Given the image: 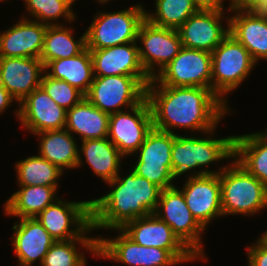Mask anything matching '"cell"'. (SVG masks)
Segmentation results:
<instances>
[{
  "label": "cell",
  "instance_id": "6da1fadb",
  "mask_svg": "<svg viewBox=\"0 0 267 266\" xmlns=\"http://www.w3.org/2000/svg\"><path fill=\"white\" fill-rule=\"evenodd\" d=\"M146 98L153 128L173 134H179L175 129L209 132L234 113L209 88L164 86L155 78L146 86Z\"/></svg>",
  "mask_w": 267,
  "mask_h": 266
},
{
  "label": "cell",
  "instance_id": "7a4b0ae2",
  "mask_svg": "<svg viewBox=\"0 0 267 266\" xmlns=\"http://www.w3.org/2000/svg\"><path fill=\"white\" fill-rule=\"evenodd\" d=\"M105 183L111 188L106 194L91 200V228L121 229L136 218L155 212L161 188L136 174L132 169Z\"/></svg>",
  "mask_w": 267,
  "mask_h": 266
},
{
  "label": "cell",
  "instance_id": "3957f363",
  "mask_svg": "<svg viewBox=\"0 0 267 266\" xmlns=\"http://www.w3.org/2000/svg\"><path fill=\"white\" fill-rule=\"evenodd\" d=\"M214 133L215 129L203 133V137H197L195 133L190 136L188 133L185 136L176 134L171 152L172 173L176 179L187 173L188 177L219 174L225 165L216 170H210L209 166L224 159H234L235 135L217 138ZM199 168L202 169L197 170Z\"/></svg>",
  "mask_w": 267,
  "mask_h": 266
},
{
  "label": "cell",
  "instance_id": "277c9868",
  "mask_svg": "<svg viewBox=\"0 0 267 266\" xmlns=\"http://www.w3.org/2000/svg\"><path fill=\"white\" fill-rule=\"evenodd\" d=\"M219 173L223 217L254 216L267 208V187L235 159Z\"/></svg>",
  "mask_w": 267,
  "mask_h": 266
},
{
  "label": "cell",
  "instance_id": "5b68a950",
  "mask_svg": "<svg viewBox=\"0 0 267 266\" xmlns=\"http://www.w3.org/2000/svg\"><path fill=\"white\" fill-rule=\"evenodd\" d=\"M211 54L212 91L229 107L228 94L239 88L253 72L257 63L248 50L231 34Z\"/></svg>",
  "mask_w": 267,
  "mask_h": 266
},
{
  "label": "cell",
  "instance_id": "8992f818",
  "mask_svg": "<svg viewBox=\"0 0 267 266\" xmlns=\"http://www.w3.org/2000/svg\"><path fill=\"white\" fill-rule=\"evenodd\" d=\"M98 12L85 31L88 49L137 42L140 25L146 19L143 4L137 3L119 11Z\"/></svg>",
  "mask_w": 267,
  "mask_h": 266
},
{
  "label": "cell",
  "instance_id": "52a82bcc",
  "mask_svg": "<svg viewBox=\"0 0 267 266\" xmlns=\"http://www.w3.org/2000/svg\"><path fill=\"white\" fill-rule=\"evenodd\" d=\"M150 82L149 76L94 77L85 97L95 107L110 115L140 104L146 98V86Z\"/></svg>",
  "mask_w": 267,
  "mask_h": 266
},
{
  "label": "cell",
  "instance_id": "ba28073f",
  "mask_svg": "<svg viewBox=\"0 0 267 266\" xmlns=\"http://www.w3.org/2000/svg\"><path fill=\"white\" fill-rule=\"evenodd\" d=\"M154 214L167 223L180 241L201 261H207L202 235L206 231L193 217L179 187L161 190Z\"/></svg>",
  "mask_w": 267,
  "mask_h": 266
},
{
  "label": "cell",
  "instance_id": "9c48e42d",
  "mask_svg": "<svg viewBox=\"0 0 267 266\" xmlns=\"http://www.w3.org/2000/svg\"><path fill=\"white\" fill-rule=\"evenodd\" d=\"M176 134L152 128L135 152L136 162L131 169L162 190L175 186L171 152Z\"/></svg>",
  "mask_w": 267,
  "mask_h": 266
},
{
  "label": "cell",
  "instance_id": "30bf717a",
  "mask_svg": "<svg viewBox=\"0 0 267 266\" xmlns=\"http://www.w3.org/2000/svg\"><path fill=\"white\" fill-rule=\"evenodd\" d=\"M35 218L55 241L98 238L89 235L93 231L91 228V200L74 202L59 198Z\"/></svg>",
  "mask_w": 267,
  "mask_h": 266
},
{
  "label": "cell",
  "instance_id": "8fae6325",
  "mask_svg": "<svg viewBox=\"0 0 267 266\" xmlns=\"http://www.w3.org/2000/svg\"><path fill=\"white\" fill-rule=\"evenodd\" d=\"M137 42L141 65L151 79L155 78L183 47L178 30L156 26L147 19L140 25Z\"/></svg>",
  "mask_w": 267,
  "mask_h": 266
},
{
  "label": "cell",
  "instance_id": "7c38bea8",
  "mask_svg": "<svg viewBox=\"0 0 267 266\" xmlns=\"http://www.w3.org/2000/svg\"><path fill=\"white\" fill-rule=\"evenodd\" d=\"M212 54L208 51L182 47L155 79L170 87H203L212 90Z\"/></svg>",
  "mask_w": 267,
  "mask_h": 266
},
{
  "label": "cell",
  "instance_id": "4fadbf2b",
  "mask_svg": "<svg viewBox=\"0 0 267 266\" xmlns=\"http://www.w3.org/2000/svg\"><path fill=\"white\" fill-rule=\"evenodd\" d=\"M152 128L151 108L145 98L133 108L110 114L107 138L124 157H129L139 149Z\"/></svg>",
  "mask_w": 267,
  "mask_h": 266
},
{
  "label": "cell",
  "instance_id": "5bb4252c",
  "mask_svg": "<svg viewBox=\"0 0 267 266\" xmlns=\"http://www.w3.org/2000/svg\"><path fill=\"white\" fill-rule=\"evenodd\" d=\"M114 238L97 237V257L126 266H175L180 263L165 249L146 247L133 242L120 229Z\"/></svg>",
  "mask_w": 267,
  "mask_h": 266
},
{
  "label": "cell",
  "instance_id": "9a60e30c",
  "mask_svg": "<svg viewBox=\"0 0 267 266\" xmlns=\"http://www.w3.org/2000/svg\"><path fill=\"white\" fill-rule=\"evenodd\" d=\"M120 230L139 245L167 250L180 264L199 260L154 213L136 218Z\"/></svg>",
  "mask_w": 267,
  "mask_h": 266
},
{
  "label": "cell",
  "instance_id": "2e32d148",
  "mask_svg": "<svg viewBox=\"0 0 267 266\" xmlns=\"http://www.w3.org/2000/svg\"><path fill=\"white\" fill-rule=\"evenodd\" d=\"M224 12L199 9L192 14L177 29L182 46L211 53L229 35V16Z\"/></svg>",
  "mask_w": 267,
  "mask_h": 266
},
{
  "label": "cell",
  "instance_id": "e0dca14e",
  "mask_svg": "<svg viewBox=\"0 0 267 266\" xmlns=\"http://www.w3.org/2000/svg\"><path fill=\"white\" fill-rule=\"evenodd\" d=\"M180 188L193 217L205 230L223 216L219 174L189 176Z\"/></svg>",
  "mask_w": 267,
  "mask_h": 266
},
{
  "label": "cell",
  "instance_id": "ac0fdd59",
  "mask_svg": "<svg viewBox=\"0 0 267 266\" xmlns=\"http://www.w3.org/2000/svg\"><path fill=\"white\" fill-rule=\"evenodd\" d=\"M17 107L14 116L30 134L65 129L67 110L57 105L41 87L32 91Z\"/></svg>",
  "mask_w": 267,
  "mask_h": 266
},
{
  "label": "cell",
  "instance_id": "d6986e66",
  "mask_svg": "<svg viewBox=\"0 0 267 266\" xmlns=\"http://www.w3.org/2000/svg\"><path fill=\"white\" fill-rule=\"evenodd\" d=\"M12 230L11 243L18 266H32L37 261L40 266L55 239L35 217L20 218L14 222Z\"/></svg>",
  "mask_w": 267,
  "mask_h": 266
},
{
  "label": "cell",
  "instance_id": "ffe728a7",
  "mask_svg": "<svg viewBox=\"0 0 267 266\" xmlns=\"http://www.w3.org/2000/svg\"><path fill=\"white\" fill-rule=\"evenodd\" d=\"M47 26L22 16L13 26L0 32V57L40 58Z\"/></svg>",
  "mask_w": 267,
  "mask_h": 266
},
{
  "label": "cell",
  "instance_id": "44dd1931",
  "mask_svg": "<svg viewBox=\"0 0 267 266\" xmlns=\"http://www.w3.org/2000/svg\"><path fill=\"white\" fill-rule=\"evenodd\" d=\"M4 88L20 103L40 87L44 64L40 58L0 57Z\"/></svg>",
  "mask_w": 267,
  "mask_h": 266
},
{
  "label": "cell",
  "instance_id": "7402d4cb",
  "mask_svg": "<svg viewBox=\"0 0 267 266\" xmlns=\"http://www.w3.org/2000/svg\"><path fill=\"white\" fill-rule=\"evenodd\" d=\"M89 50L94 77L111 75L148 76L139 59L137 42Z\"/></svg>",
  "mask_w": 267,
  "mask_h": 266
},
{
  "label": "cell",
  "instance_id": "603a6c76",
  "mask_svg": "<svg viewBox=\"0 0 267 266\" xmlns=\"http://www.w3.org/2000/svg\"><path fill=\"white\" fill-rule=\"evenodd\" d=\"M229 34L240 42L253 60L267 61V21L255 18L246 10H229Z\"/></svg>",
  "mask_w": 267,
  "mask_h": 266
},
{
  "label": "cell",
  "instance_id": "cb8c5ba5",
  "mask_svg": "<svg viewBox=\"0 0 267 266\" xmlns=\"http://www.w3.org/2000/svg\"><path fill=\"white\" fill-rule=\"evenodd\" d=\"M79 148L77 168H80L85 161L92 172L102 179L103 183L113 180L122 169L121 162L125 157L108 138L81 141ZM83 155L85 160L82 159Z\"/></svg>",
  "mask_w": 267,
  "mask_h": 266
},
{
  "label": "cell",
  "instance_id": "d4e9b609",
  "mask_svg": "<svg viewBox=\"0 0 267 266\" xmlns=\"http://www.w3.org/2000/svg\"><path fill=\"white\" fill-rule=\"evenodd\" d=\"M39 138L38 155L53 163L61 171L77 169L79 146L67 130H47L34 134Z\"/></svg>",
  "mask_w": 267,
  "mask_h": 266
},
{
  "label": "cell",
  "instance_id": "484cf974",
  "mask_svg": "<svg viewBox=\"0 0 267 266\" xmlns=\"http://www.w3.org/2000/svg\"><path fill=\"white\" fill-rule=\"evenodd\" d=\"M109 114L95 107L86 97L67 110L66 125L81 141L108 137Z\"/></svg>",
  "mask_w": 267,
  "mask_h": 266
},
{
  "label": "cell",
  "instance_id": "4316f807",
  "mask_svg": "<svg viewBox=\"0 0 267 266\" xmlns=\"http://www.w3.org/2000/svg\"><path fill=\"white\" fill-rule=\"evenodd\" d=\"M17 187L20 188L14 191L3 205L5 215L10 217L33 218L59 199L56 195L59 187L43 185Z\"/></svg>",
  "mask_w": 267,
  "mask_h": 266
},
{
  "label": "cell",
  "instance_id": "83f0119b",
  "mask_svg": "<svg viewBox=\"0 0 267 266\" xmlns=\"http://www.w3.org/2000/svg\"><path fill=\"white\" fill-rule=\"evenodd\" d=\"M234 159L267 187V128L235 135Z\"/></svg>",
  "mask_w": 267,
  "mask_h": 266
},
{
  "label": "cell",
  "instance_id": "f1b7e54d",
  "mask_svg": "<svg viewBox=\"0 0 267 266\" xmlns=\"http://www.w3.org/2000/svg\"><path fill=\"white\" fill-rule=\"evenodd\" d=\"M44 71L48 76L66 81L86 95L94 79L91 52L86 47L74 57L49 61Z\"/></svg>",
  "mask_w": 267,
  "mask_h": 266
},
{
  "label": "cell",
  "instance_id": "f546056e",
  "mask_svg": "<svg viewBox=\"0 0 267 266\" xmlns=\"http://www.w3.org/2000/svg\"><path fill=\"white\" fill-rule=\"evenodd\" d=\"M74 30L63 24L47 26L40 56L44 66L49 61L74 57L86 48V32L75 40Z\"/></svg>",
  "mask_w": 267,
  "mask_h": 266
},
{
  "label": "cell",
  "instance_id": "4dcf8cb0",
  "mask_svg": "<svg viewBox=\"0 0 267 266\" xmlns=\"http://www.w3.org/2000/svg\"><path fill=\"white\" fill-rule=\"evenodd\" d=\"M79 246L97 258V238H76L55 241L40 266H87V258Z\"/></svg>",
  "mask_w": 267,
  "mask_h": 266
},
{
  "label": "cell",
  "instance_id": "1f68e13d",
  "mask_svg": "<svg viewBox=\"0 0 267 266\" xmlns=\"http://www.w3.org/2000/svg\"><path fill=\"white\" fill-rule=\"evenodd\" d=\"M18 186L59 187V179L65 172L39 155L29 156L15 163Z\"/></svg>",
  "mask_w": 267,
  "mask_h": 266
},
{
  "label": "cell",
  "instance_id": "d6a6232c",
  "mask_svg": "<svg viewBox=\"0 0 267 266\" xmlns=\"http://www.w3.org/2000/svg\"><path fill=\"white\" fill-rule=\"evenodd\" d=\"M155 10L146 9L145 18L152 24L178 29L199 8L193 0H155Z\"/></svg>",
  "mask_w": 267,
  "mask_h": 266
},
{
  "label": "cell",
  "instance_id": "836d02e7",
  "mask_svg": "<svg viewBox=\"0 0 267 266\" xmlns=\"http://www.w3.org/2000/svg\"><path fill=\"white\" fill-rule=\"evenodd\" d=\"M25 4L27 16L45 25H62L59 19L72 23L76 21L73 4L69 0H22ZM58 19V20H57ZM54 21V22H53ZM59 21V22H58Z\"/></svg>",
  "mask_w": 267,
  "mask_h": 266
},
{
  "label": "cell",
  "instance_id": "e575fe53",
  "mask_svg": "<svg viewBox=\"0 0 267 266\" xmlns=\"http://www.w3.org/2000/svg\"><path fill=\"white\" fill-rule=\"evenodd\" d=\"M40 87L65 110L78 104L85 95L66 81L54 79L45 72L42 76Z\"/></svg>",
  "mask_w": 267,
  "mask_h": 266
},
{
  "label": "cell",
  "instance_id": "d590c367",
  "mask_svg": "<svg viewBox=\"0 0 267 266\" xmlns=\"http://www.w3.org/2000/svg\"><path fill=\"white\" fill-rule=\"evenodd\" d=\"M246 248L247 266H267V243L260 236Z\"/></svg>",
  "mask_w": 267,
  "mask_h": 266
},
{
  "label": "cell",
  "instance_id": "8d00e7d4",
  "mask_svg": "<svg viewBox=\"0 0 267 266\" xmlns=\"http://www.w3.org/2000/svg\"><path fill=\"white\" fill-rule=\"evenodd\" d=\"M196 6L199 9L202 10H220V11H225L226 13L229 12V10L232 8L231 0L230 3L227 6L228 8H225L224 6V1L225 0H193Z\"/></svg>",
  "mask_w": 267,
  "mask_h": 266
},
{
  "label": "cell",
  "instance_id": "74e56055",
  "mask_svg": "<svg viewBox=\"0 0 267 266\" xmlns=\"http://www.w3.org/2000/svg\"><path fill=\"white\" fill-rule=\"evenodd\" d=\"M247 12L255 18L267 21V0L253 4Z\"/></svg>",
  "mask_w": 267,
  "mask_h": 266
},
{
  "label": "cell",
  "instance_id": "f35d334b",
  "mask_svg": "<svg viewBox=\"0 0 267 266\" xmlns=\"http://www.w3.org/2000/svg\"><path fill=\"white\" fill-rule=\"evenodd\" d=\"M14 101L19 105L16 99L5 88H0V115L10 108Z\"/></svg>",
  "mask_w": 267,
  "mask_h": 266
},
{
  "label": "cell",
  "instance_id": "ab89813d",
  "mask_svg": "<svg viewBox=\"0 0 267 266\" xmlns=\"http://www.w3.org/2000/svg\"><path fill=\"white\" fill-rule=\"evenodd\" d=\"M265 0H231L232 7L241 10H248L253 4L260 3Z\"/></svg>",
  "mask_w": 267,
  "mask_h": 266
},
{
  "label": "cell",
  "instance_id": "60d3db41",
  "mask_svg": "<svg viewBox=\"0 0 267 266\" xmlns=\"http://www.w3.org/2000/svg\"><path fill=\"white\" fill-rule=\"evenodd\" d=\"M260 237L267 243V230H265V232L262 233V235H260Z\"/></svg>",
  "mask_w": 267,
  "mask_h": 266
},
{
  "label": "cell",
  "instance_id": "b9f144b4",
  "mask_svg": "<svg viewBox=\"0 0 267 266\" xmlns=\"http://www.w3.org/2000/svg\"><path fill=\"white\" fill-rule=\"evenodd\" d=\"M110 1L112 0H97L96 2H98V4H106V3H109Z\"/></svg>",
  "mask_w": 267,
  "mask_h": 266
},
{
  "label": "cell",
  "instance_id": "7bdbcfd3",
  "mask_svg": "<svg viewBox=\"0 0 267 266\" xmlns=\"http://www.w3.org/2000/svg\"><path fill=\"white\" fill-rule=\"evenodd\" d=\"M0 88H4L3 78L0 70Z\"/></svg>",
  "mask_w": 267,
  "mask_h": 266
},
{
  "label": "cell",
  "instance_id": "ee69618b",
  "mask_svg": "<svg viewBox=\"0 0 267 266\" xmlns=\"http://www.w3.org/2000/svg\"><path fill=\"white\" fill-rule=\"evenodd\" d=\"M73 5L76 3V0H69Z\"/></svg>",
  "mask_w": 267,
  "mask_h": 266
}]
</instances>
